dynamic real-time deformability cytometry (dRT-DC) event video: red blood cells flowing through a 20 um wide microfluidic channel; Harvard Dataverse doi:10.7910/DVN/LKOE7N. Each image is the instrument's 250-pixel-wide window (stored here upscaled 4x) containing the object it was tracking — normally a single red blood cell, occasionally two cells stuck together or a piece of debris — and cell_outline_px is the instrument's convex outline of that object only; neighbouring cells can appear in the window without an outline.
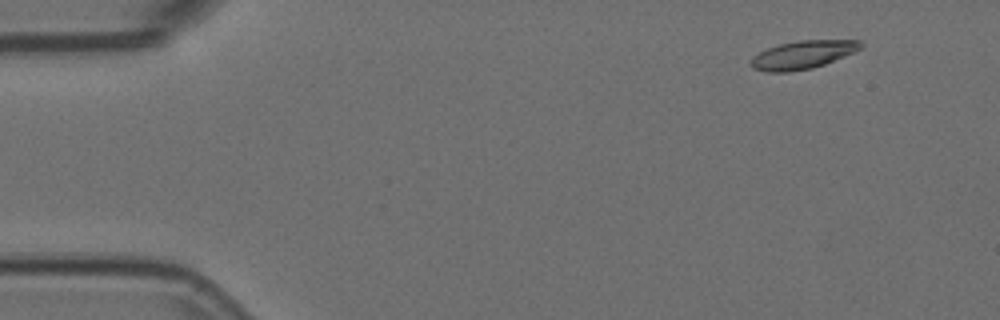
{"species": "Egyptian fruit bat (a non-hibernating species)", "species_latin": "Rousettus aegyptiacus", "temperature_condition": "room temperature", "stored_images_in_passage": 52, "camera_frame_rate_fps": 3000, "um_per_image_px": 0.085, "animal": {"sex": "female"}, "frame": {"image": 1, "passage_image": 2, "time_ms": 0.333, "image_size_px": [1000, 320], "cell_outline_px": [[864, 44], [860, 48], [844, 56], [824, 64], [812, 68], [788, 72], [768, 72], [752, 68], [752, 56], [768, 48], [780, 44], [800, 40], [860, 40]], "centroid_in_image_um": [68.23, 4.65], "position_along_channel_um": 16.8, "area_um2": 17.74}}
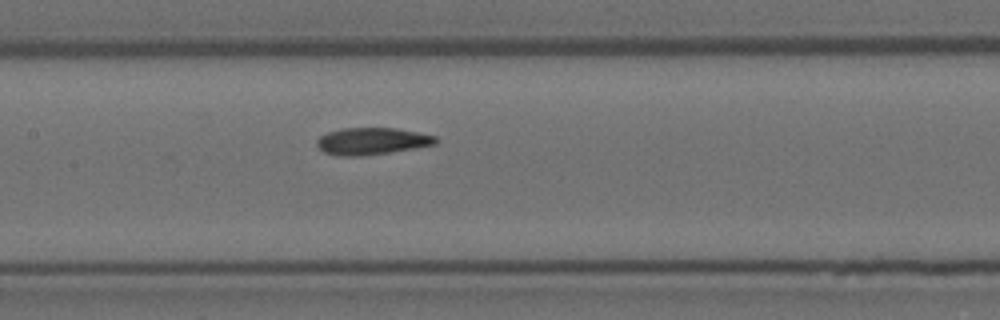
{"frame": {"image": 2, "passage_image": 23, "time_ms": 7.333, "image_size_px": [1000, 320], "cell_outline_px": [[436, 144], [388, 152], [360, 156], [340, 156], [324, 152], [316, 144], [316, 140], [320, 136], [328, 132], [344, 128], [396, 128], [436, 136]], "centroid_in_image_um": [31.57, 11.99], "position_along_channel_um": 175.8, "area_um2": 18.38}}
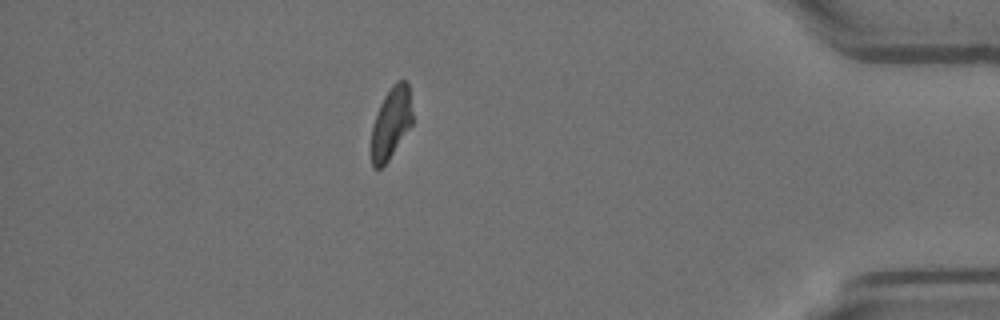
{"frame": {"image": 3, "passage_image": 45, "time_ms": 14.667, "image_size_px": [1000, 320], "cell_outline_px": [[412, 124], [388, 160], [380, 168], [372, 168], [372, 124], [376, 112], [384, 96], [392, 84], [396, 80], [404, 80], [408, 84], [412, 112]], "centroid_in_image_um": [33.23, 10.42], "position_along_channel_um": 402.0, "area_um2": 16.99}, "authors_computed_cell_mechanics": {"area_um2": 18.3804, "velocity_mm_per_s": 3.6977, "shape_relaxation_time_tau1_ms": null, "shape_relaxation_time_tau2_ms": 4.075, "deformation_change_tau1": null, "deformation_change_tau2": 0.1037}}